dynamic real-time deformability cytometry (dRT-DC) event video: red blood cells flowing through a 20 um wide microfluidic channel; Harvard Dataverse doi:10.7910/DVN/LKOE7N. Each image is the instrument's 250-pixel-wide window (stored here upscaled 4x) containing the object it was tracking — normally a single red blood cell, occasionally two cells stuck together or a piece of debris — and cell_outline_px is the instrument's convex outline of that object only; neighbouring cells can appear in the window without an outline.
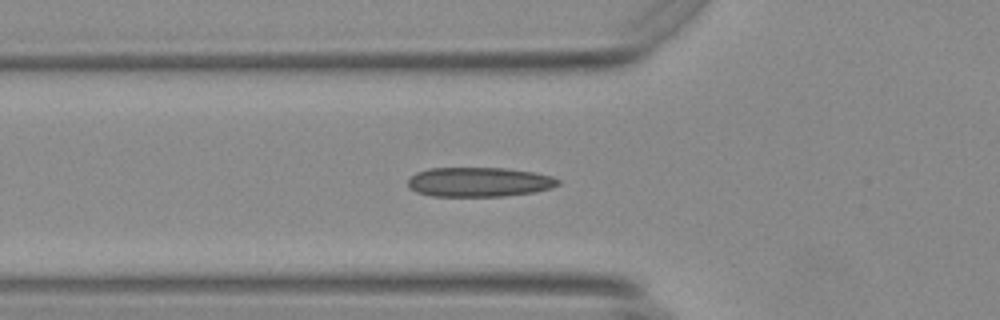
{"species": "Egyptian fruit bat (a non-hibernating species)", "species_latin": "Rousettus aegyptiacus", "temperature_condition": "warm", "stored_images_in_passage": 33, "camera_frame_rate_fps": 3000, "um_per_image_px": 0.085, "animal": {"sex": "female"}, "frame": {"image": 1, "passage_image": 8, "time_ms": 2.333, "image_size_px": [1000, 320], "cell_outline_px": [[560, 184], [552, 188], [536, 192], [504, 196], [432, 196], [416, 192], [408, 188], [408, 180], [416, 172], [432, 168], [504, 168], [532, 172], [552, 176], [560, 180]], "centroid_in_image_um": [40.73, 15.48], "position_along_channel_um": 85.1, "area_um2": 25.89}}
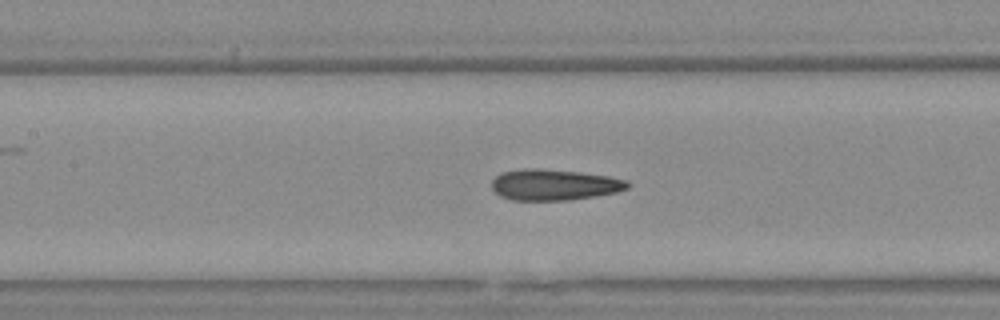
{"frame": {"image": 2, "passage_image": 14, "time_ms": 4.333, "image_size_px": [1000, 320], "cell_outline_px": [[632, 184], [628, 188], [616, 192], [596, 196], [568, 200], [512, 200], [500, 196], [492, 188], [492, 180], [496, 176], [504, 172], [528, 168], [536, 168], [576, 172], [608, 176], [628, 180]], "centroid_in_image_um": [47.13, 15.71], "position_along_channel_um": 160.3, "area_um2": 24.39}}
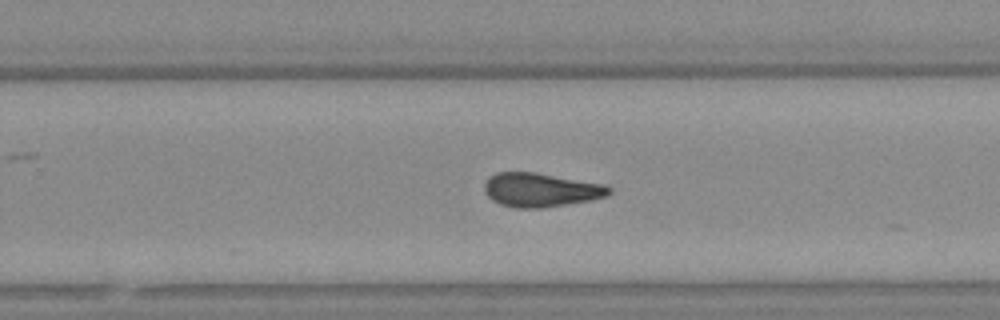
{"frame": {"image": 3, "passage_image": 24, "time_ms": 7.667, "image_size_px": [1000, 320], "cell_outline_px": [[612, 192], [608, 196], [592, 200], [544, 208], [516, 208], [500, 204], [492, 200], [488, 196], [484, 188], [484, 184], [496, 172], [532, 172], [604, 184], [612, 188]], "centroid_in_image_um": [46.0, 16.16], "position_along_channel_um": 283.8, "area_um2": 24.57}, "authors_computed_cell_mechanics": {"area_um2": 23.8714, "velocity_mm_per_s": 3.7223, "shape_relaxation_time_tau1_ms": null, "shape_relaxation_time_tau2_ms": 2.2873, "deformation_change_tau1": null, "deformation_change_tau2": 0.0938}}